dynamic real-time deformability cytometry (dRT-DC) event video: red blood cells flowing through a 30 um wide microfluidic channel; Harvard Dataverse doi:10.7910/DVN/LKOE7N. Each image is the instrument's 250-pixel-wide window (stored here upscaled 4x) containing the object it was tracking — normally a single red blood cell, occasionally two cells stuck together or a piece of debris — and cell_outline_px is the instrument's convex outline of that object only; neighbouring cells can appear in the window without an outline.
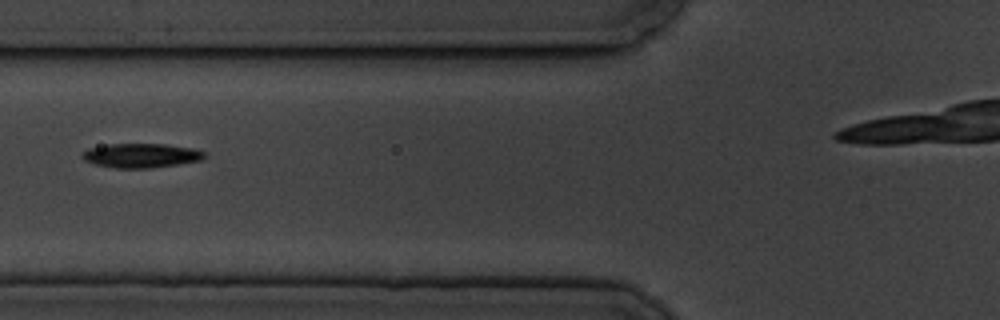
{"species": "common noctule bat (a hibernating species)", "species_latin": "Nyctalus noctula", "temperature_condition": "cold", "stored_images_in_passage": 6, "segment_of_instrument_passage": [1, 2], "camera_frame_rate_fps": 3000, "um_per_image_px": 0.085, "animal": {"sex": "male", "body_mass_g": 19.5, "forearm_length_mm": 54.6}, "frame": {"image": 1, "passage_image": 3, "time_ms": 2.333, "image_size_px": [1000, 320], "cell_outline_px": [[208, 156], [200, 160], [176, 164], [148, 168], [112, 168], [96, 164], [84, 160], [80, 156], [88, 148], [108, 144], [164, 144], [196, 148], [208, 152]], "centroid_in_image_um": [12.03, 13.21], "position_along_channel_um": 113.8, "area_um2": 17.4}}
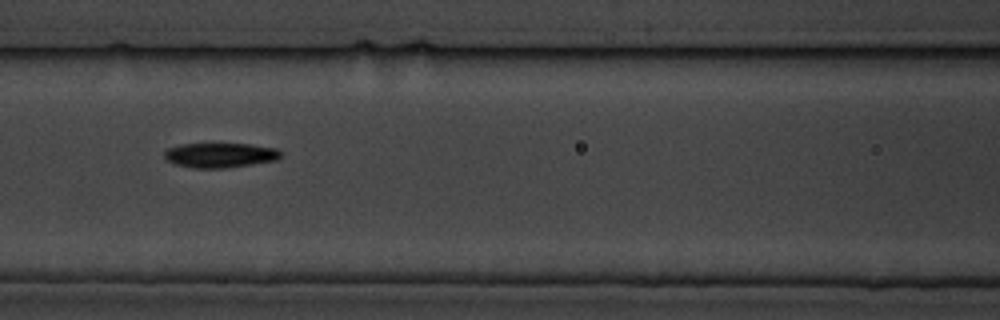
{"frame": {"image": 2, "passage_image": 4, "time_ms": 3.333, "image_size_px": [1000, 320], "cell_outline_px": [[284, 152], [276, 160], [252, 164], [224, 168], [192, 168], [176, 164], [168, 160], [164, 156], [164, 152], [168, 148], [180, 144], [248, 144], [276, 148]], "centroid_in_image_um": [18.72, 13.19], "position_along_channel_um": 147.9, "area_um2": 16.7}}
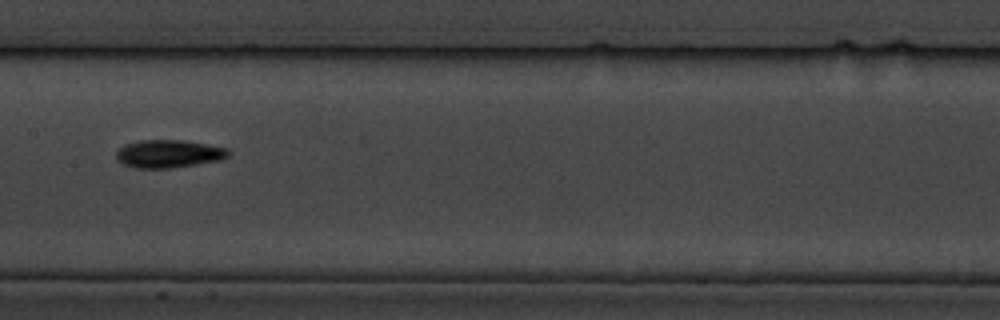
{"frame": {"image": 3, "passage_image": 5, "time_ms": 4.667, "image_size_px": [1000, 320], "cell_outline_px": [[232, 152], [228, 156], [220, 160], [172, 168], [136, 168], [124, 164], [116, 160], [116, 152], [124, 144], [140, 140], [180, 140], [228, 148]], "centroid_in_image_um": [14.32, 13.07], "position_along_channel_um": 193.1, "area_um2": 18.21}}